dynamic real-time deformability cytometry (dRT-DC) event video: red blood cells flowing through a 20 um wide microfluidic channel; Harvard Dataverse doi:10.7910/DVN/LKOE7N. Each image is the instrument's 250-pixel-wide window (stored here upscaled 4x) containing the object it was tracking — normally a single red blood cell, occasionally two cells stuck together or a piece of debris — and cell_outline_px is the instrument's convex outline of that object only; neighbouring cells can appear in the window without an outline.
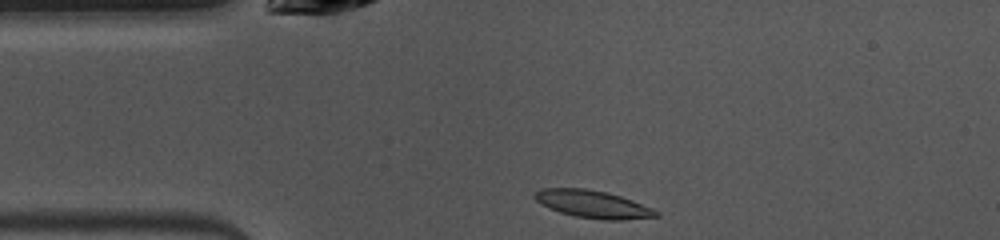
{"species": "common noctule bat (a hibernating species)", "species_latin": "Nyctalus noctula", "temperature_condition": "warm", "stored_images_in_passage": 40, "camera_frame_rate_fps": 3000, "um_per_image_px": 0.085, "animal": {"sex": "female", "body_mass_g": 10.0, "forearm_length_mm": 53.1}, "frame": {"image": 1, "passage_image": 1, "time_ms": 0.0, "image_size_px": [1000, 240], "cell_outline_px": [[660, 216], [624, 220], [604, 220], [576, 216], [560, 212], [548, 208], [540, 204], [532, 196], [540, 188], [584, 188], [608, 192], [632, 200], [652, 208], [660, 212]], "centroid_in_image_um": [50.39, 17.35], "position_along_channel_um": 34.6, "area_um2": 19.59}}
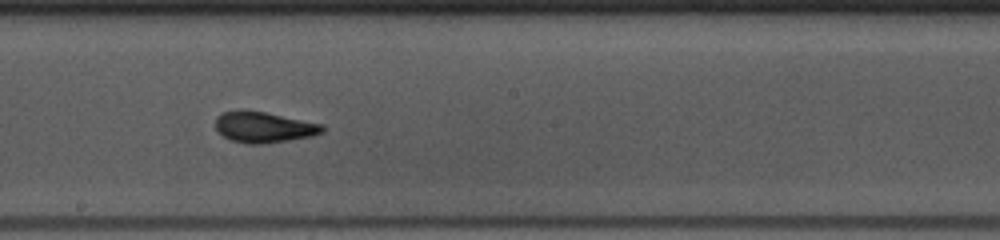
{"frame": {"image": 2, "passage_image": 17, "time_ms": 5.333, "image_size_px": [1000, 240], "cell_outline_px": [[324, 132], [312, 136], [264, 144], [248, 144], [232, 140], [224, 136], [216, 128], [216, 116], [220, 112], [264, 112], [324, 124]], "centroid_in_image_um": [22.47, 10.83], "position_along_channel_um": 225.7, "area_um2": 18.79}}
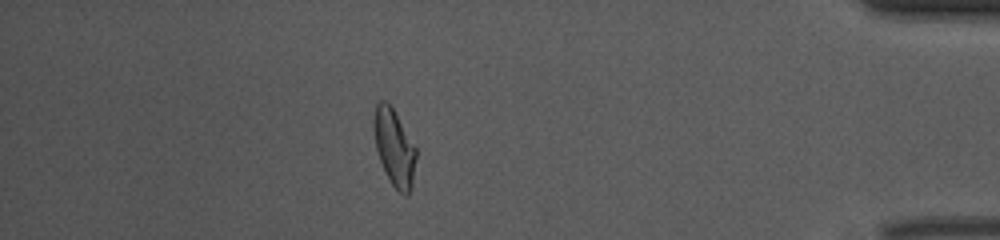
{"frame": {"image": 3, "passage_image": 34, "time_ms": 11.0, "image_size_px": [1000, 240], "cell_outline_px": [[416, 156], [412, 188], [408, 196], [404, 196], [392, 184], [380, 160], [376, 148], [372, 124], [372, 120], [376, 104], [380, 100], [384, 100], [392, 108], [416, 148]], "centroid_in_image_um": [33.5, 12.55], "position_along_channel_um": 401.7, "area_um2": 18.67}, "authors_computed_cell_mechanics": {"area_um2": 18.785, "velocity_mm_per_s": 3.9748, "shape_relaxation_time_tau1_ms": 4.1337, "shape_relaxation_time_tau2_ms": 1.271, "deformation_change_tau1": 0.1817, "deformation_change_tau2": 0.0596}}